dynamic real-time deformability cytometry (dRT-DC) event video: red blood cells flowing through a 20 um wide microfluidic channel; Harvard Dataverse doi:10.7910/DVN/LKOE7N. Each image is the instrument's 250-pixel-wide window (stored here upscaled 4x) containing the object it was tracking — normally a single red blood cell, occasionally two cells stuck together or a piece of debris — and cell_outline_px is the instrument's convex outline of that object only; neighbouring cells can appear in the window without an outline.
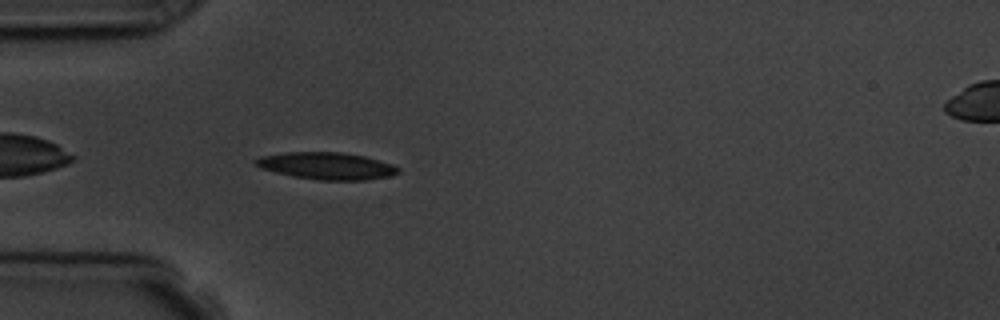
{"species": "common noctule bat (a hibernating species)", "species_latin": "Nyctalus noctula", "temperature_condition": "room temperature", "stored_images_in_passage": 5, "camera_frame_rate_fps": 3000, "um_per_image_px": 0.085, "animal": {"sex": "male", "body_mass_g": 19.5, "forearm_length_mm": 54.6}, "frame": {"image": 1, "passage_image": 5, "time_ms": 4.667, "image_size_px": [1000, 320], "cell_outline_px": [[400, 172], [388, 176], [364, 180], [316, 180], [292, 176], [260, 168], [252, 160], [256, 156], [284, 152], [340, 152], [364, 156], [380, 160], [392, 164], [400, 168]], "centroid_in_image_um": [27.72, 14.09], "position_along_channel_um": 57.3, "area_um2": 22.66}}